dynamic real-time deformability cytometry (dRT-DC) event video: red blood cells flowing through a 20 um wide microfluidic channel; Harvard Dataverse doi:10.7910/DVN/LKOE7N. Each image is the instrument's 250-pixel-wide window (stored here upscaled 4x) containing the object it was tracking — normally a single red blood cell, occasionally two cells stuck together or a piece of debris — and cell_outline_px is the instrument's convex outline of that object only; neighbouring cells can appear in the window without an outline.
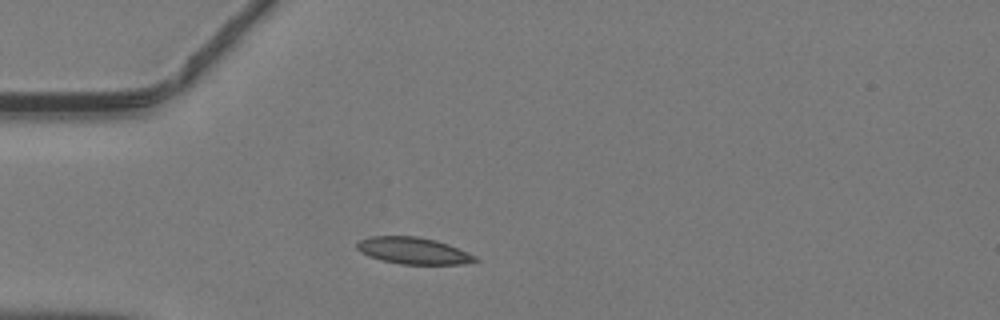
{"species": "common noctule bat (a hibernating species)", "species_latin": "Nyctalus noctula", "temperature_condition": "warm", "stored_images_in_passage": 35, "camera_frame_rate_fps": 3000, "um_per_image_px": 0.085, "animal": {"sex": "male", "body_mass_g": 19.2, "forearm_length_mm": 51.8}, "frame": {"image": 1, "passage_image": 1, "time_ms": 0.0, "image_size_px": [1000, 320], "cell_outline_px": [[480, 260], [460, 264], [400, 264], [380, 260], [368, 256], [360, 252], [356, 248], [356, 244], [360, 240], [368, 236], [416, 236], [436, 240], [448, 244], [468, 252], [476, 256]], "centroid_in_image_um": [35.1, 21.31], "position_along_channel_um": 49.9, "area_um2": 18.5}}
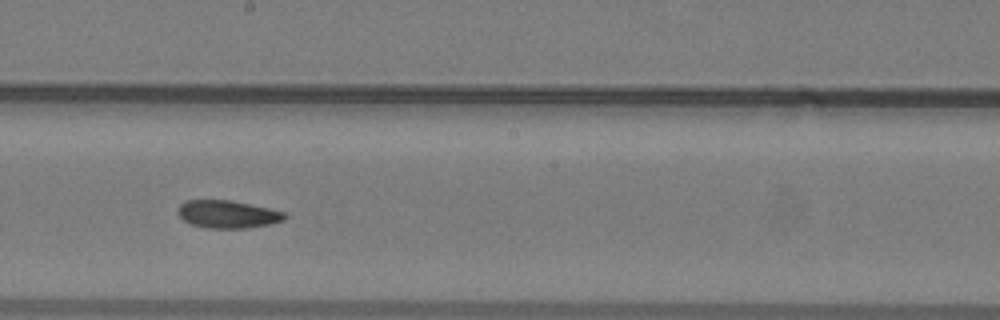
{"frame": {"image": 2, "passage_image": 14, "time_ms": 4.333, "image_size_px": [1000, 320], "cell_outline_px": [[288, 216], [284, 220], [268, 224], [244, 228], [204, 228], [192, 224], [184, 220], [180, 216], [180, 204], [188, 200], [232, 200], [268, 208], [284, 212]], "centroid_in_image_um": [19.37, 18.21], "position_along_channel_um": 228.8, "area_um2": 16.99}}
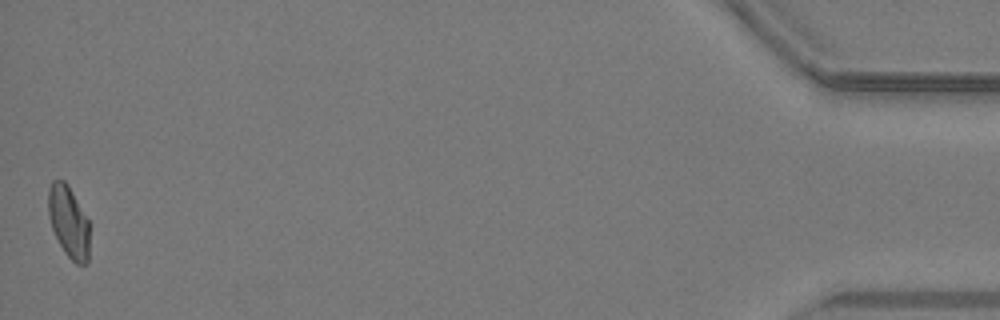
{"frame": {"image": 3, "passage_image": 34, "time_ms": 11.0, "image_size_px": [1000, 320], "cell_outline_px": [[88, 264], [76, 264], [64, 252], [52, 228], [48, 216], [48, 188], [52, 180], [64, 180], [68, 184], [88, 220]], "centroid_in_image_um": [5.81, 18.83], "position_along_channel_um": 429.4, "area_um2": 17.11}}